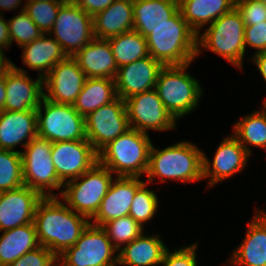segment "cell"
Segmentation results:
<instances>
[{"label":"cell","instance_id":"obj_6","mask_svg":"<svg viewBox=\"0 0 266 266\" xmlns=\"http://www.w3.org/2000/svg\"><path fill=\"white\" fill-rule=\"evenodd\" d=\"M205 48L242 70L245 57V24L234 7L197 35V57Z\"/></svg>","mask_w":266,"mask_h":266},{"label":"cell","instance_id":"obj_44","mask_svg":"<svg viewBox=\"0 0 266 266\" xmlns=\"http://www.w3.org/2000/svg\"><path fill=\"white\" fill-rule=\"evenodd\" d=\"M252 61L257 66L258 71L260 72L266 83V50L254 54Z\"/></svg>","mask_w":266,"mask_h":266},{"label":"cell","instance_id":"obj_38","mask_svg":"<svg viewBox=\"0 0 266 266\" xmlns=\"http://www.w3.org/2000/svg\"><path fill=\"white\" fill-rule=\"evenodd\" d=\"M235 7L239 11L245 26H253L266 21V5L256 0H236Z\"/></svg>","mask_w":266,"mask_h":266},{"label":"cell","instance_id":"obj_37","mask_svg":"<svg viewBox=\"0 0 266 266\" xmlns=\"http://www.w3.org/2000/svg\"><path fill=\"white\" fill-rule=\"evenodd\" d=\"M65 1L26 2L25 11L43 34H49L60 6Z\"/></svg>","mask_w":266,"mask_h":266},{"label":"cell","instance_id":"obj_39","mask_svg":"<svg viewBox=\"0 0 266 266\" xmlns=\"http://www.w3.org/2000/svg\"><path fill=\"white\" fill-rule=\"evenodd\" d=\"M57 257L46 247L39 246L7 266H57Z\"/></svg>","mask_w":266,"mask_h":266},{"label":"cell","instance_id":"obj_11","mask_svg":"<svg viewBox=\"0 0 266 266\" xmlns=\"http://www.w3.org/2000/svg\"><path fill=\"white\" fill-rule=\"evenodd\" d=\"M52 33L66 55L73 57L95 38L93 17L72 0H66L58 10Z\"/></svg>","mask_w":266,"mask_h":266},{"label":"cell","instance_id":"obj_49","mask_svg":"<svg viewBox=\"0 0 266 266\" xmlns=\"http://www.w3.org/2000/svg\"><path fill=\"white\" fill-rule=\"evenodd\" d=\"M42 1H66V0H27L26 2H42Z\"/></svg>","mask_w":266,"mask_h":266},{"label":"cell","instance_id":"obj_9","mask_svg":"<svg viewBox=\"0 0 266 266\" xmlns=\"http://www.w3.org/2000/svg\"><path fill=\"white\" fill-rule=\"evenodd\" d=\"M116 253L105 230L90 222L75 245L57 257V262L58 266H117Z\"/></svg>","mask_w":266,"mask_h":266},{"label":"cell","instance_id":"obj_40","mask_svg":"<svg viewBox=\"0 0 266 266\" xmlns=\"http://www.w3.org/2000/svg\"><path fill=\"white\" fill-rule=\"evenodd\" d=\"M197 242L187 245L186 247H181L173 252H169L167 248L162 262L160 265L163 266H197L196 251Z\"/></svg>","mask_w":266,"mask_h":266},{"label":"cell","instance_id":"obj_4","mask_svg":"<svg viewBox=\"0 0 266 266\" xmlns=\"http://www.w3.org/2000/svg\"><path fill=\"white\" fill-rule=\"evenodd\" d=\"M152 144L149 134L130 128L98 153V162L113 175L141 177L147 172Z\"/></svg>","mask_w":266,"mask_h":266},{"label":"cell","instance_id":"obj_25","mask_svg":"<svg viewBox=\"0 0 266 266\" xmlns=\"http://www.w3.org/2000/svg\"><path fill=\"white\" fill-rule=\"evenodd\" d=\"M133 0H115L103 11L93 16L94 36L109 39L133 30Z\"/></svg>","mask_w":266,"mask_h":266},{"label":"cell","instance_id":"obj_3","mask_svg":"<svg viewBox=\"0 0 266 266\" xmlns=\"http://www.w3.org/2000/svg\"><path fill=\"white\" fill-rule=\"evenodd\" d=\"M149 55L164 66L192 63L197 57V34L179 10L146 36Z\"/></svg>","mask_w":266,"mask_h":266},{"label":"cell","instance_id":"obj_48","mask_svg":"<svg viewBox=\"0 0 266 266\" xmlns=\"http://www.w3.org/2000/svg\"><path fill=\"white\" fill-rule=\"evenodd\" d=\"M254 216L266 227V212L255 210Z\"/></svg>","mask_w":266,"mask_h":266},{"label":"cell","instance_id":"obj_7","mask_svg":"<svg viewBox=\"0 0 266 266\" xmlns=\"http://www.w3.org/2000/svg\"><path fill=\"white\" fill-rule=\"evenodd\" d=\"M112 174L97 162L77 179L66 182L60 198L69 208L91 220L114 180Z\"/></svg>","mask_w":266,"mask_h":266},{"label":"cell","instance_id":"obj_46","mask_svg":"<svg viewBox=\"0 0 266 266\" xmlns=\"http://www.w3.org/2000/svg\"><path fill=\"white\" fill-rule=\"evenodd\" d=\"M6 100L5 72L0 74V112L4 110Z\"/></svg>","mask_w":266,"mask_h":266},{"label":"cell","instance_id":"obj_20","mask_svg":"<svg viewBox=\"0 0 266 266\" xmlns=\"http://www.w3.org/2000/svg\"><path fill=\"white\" fill-rule=\"evenodd\" d=\"M140 180V177L114 176L98 212L90 220H93L91 224L102 226L111 220L128 216L136 191L145 183Z\"/></svg>","mask_w":266,"mask_h":266},{"label":"cell","instance_id":"obj_33","mask_svg":"<svg viewBox=\"0 0 266 266\" xmlns=\"http://www.w3.org/2000/svg\"><path fill=\"white\" fill-rule=\"evenodd\" d=\"M23 185L21 153L0 149V192L13 190Z\"/></svg>","mask_w":266,"mask_h":266},{"label":"cell","instance_id":"obj_34","mask_svg":"<svg viewBox=\"0 0 266 266\" xmlns=\"http://www.w3.org/2000/svg\"><path fill=\"white\" fill-rule=\"evenodd\" d=\"M101 227L118 251L121 246L129 244L144 231V228L129 215L106 222Z\"/></svg>","mask_w":266,"mask_h":266},{"label":"cell","instance_id":"obj_17","mask_svg":"<svg viewBox=\"0 0 266 266\" xmlns=\"http://www.w3.org/2000/svg\"><path fill=\"white\" fill-rule=\"evenodd\" d=\"M6 100L4 110H36L44 97L43 79L33 80L27 70L18 68L13 62L5 72Z\"/></svg>","mask_w":266,"mask_h":266},{"label":"cell","instance_id":"obj_36","mask_svg":"<svg viewBox=\"0 0 266 266\" xmlns=\"http://www.w3.org/2000/svg\"><path fill=\"white\" fill-rule=\"evenodd\" d=\"M8 29L11 43L15 41L20 48L43 35L25 11V5L21 7L19 14L8 20Z\"/></svg>","mask_w":266,"mask_h":266},{"label":"cell","instance_id":"obj_24","mask_svg":"<svg viewBox=\"0 0 266 266\" xmlns=\"http://www.w3.org/2000/svg\"><path fill=\"white\" fill-rule=\"evenodd\" d=\"M167 247L160 234L144 235V232L118 251V265L158 266Z\"/></svg>","mask_w":266,"mask_h":266},{"label":"cell","instance_id":"obj_35","mask_svg":"<svg viewBox=\"0 0 266 266\" xmlns=\"http://www.w3.org/2000/svg\"><path fill=\"white\" fill-rule=\"evenodd\" d=\"M145 182L135 193L132 200L129 216L144 228V224L153 219L158 211V197L155 190L147 188Z\"/></svg>","mask_w":266,"mask_h":266},{"label":"cell","instance_id":"obj_31","mask_svg":"<svg viewBox=\"0 0 266 266\" xmlns=\"http://www.w3.org/2000/svg\"><path fill=\"white\" fill-rule=\"evenodd\" d=\"M234 123L232 134L251 155V145L266 150V104Z\"/></svg>","mask_w":266,"mask_h":266},{"label":"cell","instance_id":"obj_27","mask_svg":"<svg viewBox=\"0 0 266 266\" xmlns=\"http://www.w3.org/2000/svg\"><path fill=\"white\" fill-rule=\"evenodd\" d=\"M246 235L232 252L228 263L234 266H266V227L253 216Z\"/></svg>","mask_w":266,"mask_h":266},{"label":"cell","instance_id":"obj_32","mask_svg":"<svg viewBox=\"0 0 266 266\" xmlns=\"http://www.w3.org/2000/svg\"><path fill=\"white\" fill-rule=\"evenodd\" d=\"M117 67L149 56L146 37L130 30L108 39Z\"/></svg>","mask_w":266,"mask_h":266},{"label":"cell","instance_id":"obj_14","mask_svg":"<svg viewBox=\"0 0 266 266\" xmlns=\"http://www.w3.org/2000/svg\"><path fill=\"white\" fill-rule=\"evenodd\" d=\"M51 157L63 184L77 179L98 162V153L87 139L53 142Z\"/></svg>","mask_w":266,"mask_h":266},{"label":"cell","instance_id":"obj_28","mask_svg":"<svg viewBox=\"0 0 266 266\" xmlns=\"http://www.w3.org/2000/svg\"><path fill=\"white\" fill-rule=\"evenodd\" d=\"M179 10L189 27L198 35L201 29L211 24L235 7L236 0H178Z\"/></svg>","mask_w":266,"mask_h":266},{"label":"cell","instance_id":"obj_42","mask_svg":"<svg viewBox=\"0 0 266 266\" xmlns=\"http://www.w3.org/2000/svg\"><path fill=\"white\" fill-rule=\"evenodd\" d=\"M77 6L81 7L90 16H95L97 13L106 9L115 0H72Z\"/></svg>","mask_w":266,"mask_h":266},{"label":"cell","instance_id":"obj_5","mask_svg":"<svg viewBox=\"0 0 266 266\" xmlns=\"http://www.w3.org/2000/svg\"><path fill=\"white\" fill-rule=\"evenodd\" d=\"M190 64L164 66L154 88L176 121L198 108L203 94L199 81L186 72Z\"/></svg>","mask_w":266,"mask_h":266},{"label":"cell","instance_id":"obj_18","mask_svg":"<svg viewBox=\"0 0 266 266\" xmlns=\"http://www.w3.org/2000/svg\"><path fill=\"white\" fill-rule=\"evenodd\" d=\"M42 199L39 192L26 185L0 192V232L33 223Z\"/></svg>","mask_w":266,"mask_h":266},{"label":"cell","instance_id":"obj_45","mask_svg":"<svg viewBox=\"0 0 266 266\" xmlns=\"http://www.w3.org/2000/svg\"><path fill=\"white\" fill-rule=\"evenodd\" d=\"M21 1L23 0H0V14H3V9L8 11H12L13 9L17 10V8L22 4Z\"/></svg>","mask_w":266,"mask_h":266},{"label":"cell","instance_id":"obj_30","mask_svg":"<svg viewBox=\"0 0 266 266\" xmlns=\"http://www.w3.org/2000/svg\"><path fill=\"white\" fill-rule=\"evenodd\" d=\"M115 80L112 78H87L73 107L86 117L102 105L108 104L117 98Z\"/></svg>","mask_w":266,"mask_h":266},{"label":"cell","instance_id":"obj_1","mask_svg":"<svg viewBox=\"0 0 266 266\" xmlns=\"http://www.w3.org/2000/svg\"><path fill=\"white\" fill-rule=\"evenodd\" d=\"M89 219L71 208L58 197H43L38 203L34 225L40 246L56 257L75 245Z\"/></svg>","mask_w":266,"mask_h":266},{"label":"cell","instance_id":"obj_15","mask_svg":"<svg viewBox=\"0 0 266 266\" xmlns=\"http://www.w3.org/2000/svg\"><path fill=\"white\" fill-rule=\"evenodd\" d=\"M222 140L212 161L203 152V180L209 179L208 188L239 174L251 156L232 134Z\"/></svg>","mask_w":266,"mask_h":266},{"label":"cell","instance_id":"obj_47","mask_svg":"<svg viewBox=\"0 0 266 266\" xmlns=\"http://www.w3.org/2000/svg\"><path fill=\"white\" fill-rule=\"evenodd\" d=\"M4 52L3 49H0V74L6 72L12 66V61L5 56Z\"/></svg>","mask_w":266,"mask_h":266},{"label":"cell","instance_id":"obj_50","mask_svg":"<svg viewBox=\"0 0 266 266\" xmlns=\"http://www.w3.org/2000/svg\"><path fill=\"white\" fill-rule=\"evenodd\" d=\"M266 5V0H256Z\"/></svg>","mask_w":266,"mask_h":266},{"label":"cell","instance_id":"obj_2","mask_svg":"<svg viewBox=\"0 0 266 266\" xmlns=\"http://www.w3.org/2000/svg\"><path fill=\"white\" fill-rule=\"evenodd\" d=\"M147 182L180 180L182 183L203 180V151L193 143L180 141L160 150L152 144L146 172Z\"/></svg>","mask_w":266,"mask_h":266},{"label":"cell","instance_id":"obj_26","mask_svg":"<svg viewBox=\"0 0 266 266\" xmlns=\"http://www.w3.org/2000/svg\"><path fill=\"white\" fill-rule=\"evenodd\" d=\"M178 11V0H133V29L146 37Z\"/></svg>","mask_w":266,"mask_h":266},{"label":"cell","instance_id":"obj_21","mask_svg":"<svg viewBox=\"0 0 266 266\" xmlns=\"http://www.w3.org/2000/svg\"><path fill=\"white\" fill-rule=\"evenodd\" d=\"M36 136V110L0 112V149L21 153L15 150L16 146L22 144L25 148Z\"/></svg>","mask_w":266,"mask_h":266},{"label":"cell","instance_id":"obj_22","mask_svg":"<svg viewBox=\"0 0 266 266\" xmlns=\"http://www.w3.org/2000/svg\"><path fill=\"white\" fill-rule=\"evenodd\" d=\"M73 58L87 78L115 79L118 67L108 39L94 38Z\"/></svg>","mask_w":266,"mask_h":266},{"label":"cell","instance_id":"obj_43","mask_svg":"<svg viewBox=\"0 0 266 266\" xmlns=\"http://www.w3.org/2000/svg\"><path fill=\"white\" fill-rule=\"evenodd\" d=\"M0 14V49H7L11 46V38L8 29V21Z\"/></svg>","mask_w":266,"mask_h":266},{"label":"cell","instance_id":"obj_16","mask_svg":"<svg viewBox=\"0 0 266 266\" xmlns=\"http://www.w3.org/2000/svg\"><path fill=\"white\" fill-rule=\"evenodd\" d=\"M87 77L73 57L58 62L43 79L44 98L56 103L71 104L80 94Z\"/></svg>","mask_w":266,"mask_h":266},{"label":"cell","instance_id":"obj_12","mask_svg":"<svg viewBox=\"0 0 266 266\" xmlns=\"http://www.w3.org/2000/svg\"><path fill=\"white\" fill-rule=\"evenodd\" d=\"M128 129L125 100L120 97L85 117L86 138L97 153Z\"/></svg>","mask_w":266,"mask_h":266},{"label":"cell","instance_id":"obj_8","mask_svg":"<svg viewBox=\"0 0 266 266\" xmlns=\"http://www.w3.org/2000/svg\"><path fill=\"white\" fill-rule=\"evenodd\" d=\"M51 148V141L36 136L21 151L24 185L36 190L43 197H59L52 190H61V195L64 186L55 170Z\"/></svg>","mask_w":266,"mask_h":266},{"label":"cell","instance_id":"obj_10","mask_svg":"<svg viewBox=\"0 0 266 266\" xmlns=\"http://www.w3.org/2000/svg\"><path fill=\"white\" fill-rule=\"evenodd\" d=\"M36 113L39 137L52 143L87 139L85 117L73 105L56 103L43 97Z\"/></svg>","mask_w":266,"mask_h":266},{"label":"cell","instance_id":"obj_19","mask_svg":"<svg viewBox=\"0 0 266 266\" xmlns=\"http://www.w3.org/2000/svg\"><path fill=\"white\" fill-rule=\"evenodd\" d=\"M164 65L151 55L118 68L115 77L117 96L123 100L152 90Z\"/></svg>","mask_w":266,"mask_h":266},{"label":"cell","instance_id":"obj_29","mask_svg":"<svg viewBox=\"0 0 266 266\" xmlns=\"http://www.w3.org/2000/svg\"><path fill=\"white\" fill-rule=\"evenodd\" d=\"M40 246L33 223L3 231L0 235V266H7Z\"/></svg>","mask_w":266,"mask_h":266},{"label":"cell","instance_id":"obj_23","mask_svg":"<svg viewBox=\"0 0 266 266\" xmlns=\"http://www.w3.org/2000/svg\"><path fill=\"white\" fill-rule=\"evenodd\" d=\"M47 35L43 34L40 38L21 47L23 49L21 56L23 64L29 69L39 72L38 76L42 79L58 62L68 57L51 34Z\"/></svg>","mask_w":266,"mask_h":266},{"label":"cell","instance_id":"obj_41","mask_svg":"<svg viewBox=\"0 0 266 266\" xmlns=\"http://www.w3.org/2000/svg\"><path fill=\"white\" fill-rule=\"evenodd\" d=\"M246 45L257 49L254 54L266 50V21L253 26H245V49Z\"/></svg>","mask_w":266,"mask_h":266},{"label":"cell","instance_id":"obj_13","mask_svg":"<svg viewBox=\"0 0 266 266\" xmlns=\"http://www.w3.org/2000/svg\"><path fill=\"white\" fill-rule=\"evenodd\" d=\"M125 107L131 129L148 134V130L163 132L177 126L155 89L129 97L125 100Z\"/></svg>","mask_w":266,"mask_h":266}]
</instances>
